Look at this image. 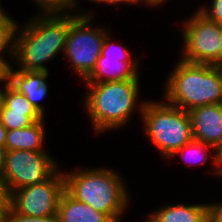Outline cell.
Here are the masks:
<instances>
[{"mask_svg": "<svg viewBox=\"0 0 222 222\" xmlns=\"http://www.w3.org/2000/svg\"><path fill=\"white\" fill-rule=\"evenodd\" d=\"M120 3H125V4H138V3H145L143 0H107V4H112V5H120Z\"/></svg>", "mask_w": 222, "mask_h": 222, "instance_id": "obj_29", "label": "cell"}, {"mask_svg": "<svg viewBox=\"0 0 222 222\" xmlns=\"http://www.w3.org/2000/svg\"><path fill=\"white\" fill-rule=\"evenodd\" d=\"M41 7L39 14H76L75 0H34ZM68 10V11H67Z\"/></svg>", "mask_w": 222, "mask_h": 222, "instance_id": "obj_19", "label": "cell"}, {"mask_svg": "<svg viewBox=\"0 0 222 222\" xmlns=\"http://www.w3.org/2000/svg\"><path fill=\"white\" fill-rule=\"evenodd\" d=\"M215 150V160L218 164V167L222 165V139L214 148Z\"/></svg>", "mask_w": 222, "mask_h": 222, "instance_id": "obj_27", "label": "cell"}, {"mask_svg": "<svg viewBox=\"0 0 222 222\" xmlns=\"http://www.w3.org/2000/svg\"><path fill=\"white\" fill-rule=\"evenodd\" d=\"M145 2V5L148 4V6H159L160 4L162 5L163 3H167L168 0H143Z\"/></svg>", "mask_w": 222, "mask_h": 222, "instance_id": "obj_33", "label": "cell"}, {"mask_svg": "<svg viewBox=\"0 0 222 222\" xmlns=\"http://www.w3.org/2000/svg\"><path fill=\"white\" fill-rule=\"evenodd\" d=\"M213 151H215L213 146L193 140L192 142L185 144L181 149H178L171 158L173 159L176 155L178 156V154H181L182 159L186 164L188 163L189 165L194 166L197 163H206V160H209V157L212 155V163L215 164L216 168L213 169L214 171L212 172L215 173V176L217 175V177H219V167L215 160V154H212Z\"/></svg>", "mask_w": 222, "mask_h": 222, "instance_id": "obj_16", "label": "cell"}, {"mask_svg": "<svg viewBox=\"0 0 222 222\" xmlns=\"http://www.w3.org/2000/svg\"><path fill=\"white\" fill-rule=\"evenodd\" d=\"M77 1L79 0H75V5H76V15H96V14H93V13H83V12H79V7H78V3ZM93 2H96V3H99V4H107V0H91ZM78 9V10H77Z\"/></svg>", "mask_w": 222, "mask_h": 222, "instance_id": "obj_31", "label": "cell"}, {"mask_svg": "<svg viewBox=\"0 0 222 222\" xmlns=\"http://www.w3.org/2000/svg\"><path fill=\"white\" fill-rule=\"evenodd\" d=\"M6 54L0 56V80H9L8 78V68L10 65V60L6 59Z\"/></svg>", "mask_w": 222, "mask_h": 222, "instance_id": "obj_26", "label": "cell"}, {"mask_svg": "<svg viewBox=\"0 0 222 222\" xmlns=\"http://www.w3.org/2000/svg\"><path fill=\"white\" fill-rule=\"evenodd\" d=\"M219 172H222V165L219 167Z\"/></svg>", "mask_w": 222, "mask_h": 222, "instance_id": "obj_36", "label": "cell"}, {"mask_svg": "<svg viewBox=\"0 0 222 222\" xmlns=\"http://www.w3.org/2000/svg\"><path fill=\"white\" fill-rule=\"evenodd\" d=\"M145 222H209L207 204H179L159 207Z\"/></svg>", "mask_w": 222, "mask_h": 222, "instance_id": "obj_13", "label": "cell"}, {"mask_svg": "<svg viewBox=\"0 0 222 222\" xmlns=\"http://www.w3.org/2000/svg\"><path fill=\"white\" fill-rule=\"evenodd\" d=\"M183 23L184 46L180 59L194 64L219 65L222 24L210 21L198 10Z\"/></svg>", "mask_w": 222, "mask_h": 222, "instance_id": "obj_7", "label": "cell"}, {"mask_svg": "<svg viewBox=\"0 0 222 222\" xmlns=\"http://www.w3.org/2000/svg\"><path fill=\"white\" fill-rule=\"evenodd\" d=\"M110 37L109 33L105 36L101 55L84 83L141 79L138 72L140 68L139 61L133 60L131 52L125 46L120 44L115 46V43H110Z\"/></svg>", "mask_w": 222, "mask_h": 222, "instance_id": "obj_10", "label": "cell"}, {"mask_svg": "<svg viewBox=\"0 0 222 222\" xmlns=\"http://www.w3.org/2000/svg\"><path fill=\"white\" fill-rule=\"evenodd\" d=\"M207 206L209 222H222V201L214 204L207 203Z\"/></svg>", "mask_w": 222, "mask_h": 222, "instance_id": "obj_24", "label": "cell"}, {"mask_svg": "<svg viewBox=\"0 0 222 222\" xmlns=\"http://www.w3.org/2000/svg\"><path fill=\"white\" fill-rule=\"evenodd\" d=\"M44 117L39 112H18L8 109L4 104L0 108V121L9 131L30 126Z\"/></svg>", "mask_w": 222, "mask_h": 222, "instance_id": "obj_17", "label": "cell"}, {"mask_svg": "<svg viewBox=\"0 0 222 222\" xmlns=\"http://www.w3.org/2000/svg\"><path fill=\"white\" fill-rule=\"evenodd\" d=\"M2 7L0 2V28H14L15 20Z\"/></svg>", "mask_w": 222, "mask_h": 222, "instance_id": "obj_25", "label": "cell"}, {"mask_svg": "<svg viewBox=\"0 0 222 222\" xmlns=\"http://www.w3.org/2000/svg\"><path fill=\"white\" fill-rule=\"evenodd\" d=\"M220 49H221V62H222V35H221Z\"/></svg>", "mask_w": 222, "mask_h": 222, "instance_id": "obj_35", "label": "cell"}, {"mask_svg": "<svg viewBox=\"0 0 222 222\" xmlns=\"http://www.w3.org/2000/svg\"><path fill=\"white\" fill-rule=\"evenodd\" d=\"M5 154H6V149L5 147H1L0 146V173L3 170V166H4V161H5Z\"/></svg>", "mask_w": 222, "mask_h": 222, "instance_id": "obj_34", "label": "cell"}, {"mask_svg": "<svg viewBox=\"0 0 222 222\" xmlns=\"http://www.w3.org/2000/svg\"><path fill=\"white\" fill-rule=\"evenodd\" d=\"M139 80L85 83L88 91L83 98V107L90 117L93 131L99 134L127 126L134 110L142 115L146 101L138 102Z\"/></svg>", "mask_w": 222, "mask_h": 222, "instance_id": "obj_2", "label": "cell"}, {"mask_svg": "<svg viewBox=\"0 0 222 222\" xmlns=\"http://www.w3.org/2000/svg\"><path fill=\"white\" fill-rule=\"evenodd\" d=\"M57 222H113L105 213L97 212L64 191L60 197Z\"/></svg>", "mask_w": 222, "mask_h": 222, "instance_id": "obj_14", "label": "cell"}, {"mask_svg": "<svg viewBox=\"0 0 222 222\" xmlns=\"http://www.w3.org/2000/svg\"><path fill=\"white\" fill-rule=\"evenodd\" d=\"M3 81L5 82L4 87H0V108L3 106V101H4V93L6 90V87L10 84L9 80H0V82Z\"/></svg>", "mask_w": 222, "mask_h": 222, "instance_id": "obj_32", "label": "cell"}, {"mask_svg": "<svg viewBox=\"0 0 222 222\" xmlns=\"http://www.w3.org/2000/svg\"><path fill=\"white\" fill-rule=\"evenodd\" d=\"M189 115L193 139L215 148L222 139V103L196 107Z\"/></svg>", "mask_w": 222, "mask_h": 222, "instance_id": "obj_11", "label": "cell"}, {"mask_svg": "<svg viewBox=\"0 0 222 222\" xmlns=\"http://www.w3.org/2000/svg\"><path fill=\"white\" fill-rule=\"evenodd\" d=\"M64 191L65 178L63 172L58 169L42 183L12 192L11 207L25 216H56L59 200Z\"/></svg>", "mask_w": 222, "mask_h": 222, "instance_id": "obj_9", "label": "cell"}, {"mask_svg": "<svg viewBox=\"0 0 222 222\" xmlns=\"http://www.w3.org/2000/svg\"><path fill=\"white\" fill-rule=\"evenodd\" d=\"M48 76L49 72L46 71L15 70L11 63L8 68L10 85L23 94L43 117H45V108L39 102L46 97L49 91L46 84Z\"/></svg>", "mask_w": 222, "mask_h": 222, "instance_id": "obj_12", "label": "cell"}, {"mask_svg": "<svg viewBox=\"0 0 222 222\" xmlns=\"http://www.w3.org/2000/svg\"><path fill=\"white\" fill-rule=\"evenodd\" d=\"M45 117L36 121L28 127L21 129H12L7 132L5 149L13 150H29V151H46L45 144Z\"/></svg>", "mask_w": 222, "mask_h": 222, "instance_id": "obj_15", "label": "cell"}, {"mask_svg": "<svg viewBox=\"0 0 222 222\" xmlns=\"http://www.w3.org/2000/svg\"><path fill=\"white\" fill-rule=\"evenodd\" d=\"M46 151H6L1 174L12 192L48 180L59 168Z\"/></svg>", "mask_w": 222, "mask_h": 222, "instance_id": "obj_8", "label": "cell"}, {"mask_svg": "<svg viewBox=\"0 0 222 222\" xmlns=\"http://www.w3.org/2000/svg\"><path fill=\"white\" fill-rule=\"evenodd\" d=\"M92 15H78L69 26L64 54L72 62V70L83 81L91 74L101 55L105 36L110 32L103 27L91 26Z\"/></svg>", "mask_w": 222, "mask_h": 222, "instance_id": "obj_6", "label": "cell"}, {"mask_svg": "<svg viewBox=\"0 0 222 222\" xmlns=\"http://www.w3.org/2000/svg\"><path fill=\"white\" fill-rule=\"evenodd\" d=\"M19 28L15 21L11 33L10 60L25 71H46L45 63L60 51L64 53L70 23L76 14H39Z\"/></svg>", "mask_w": 222, "mask_h": 222, "instance_id": "obj_1", "label": "cell"}, {"mask_svg": "<svg viewBox=\"0 0 222 222\" xmlns=\"http://www.w3.org/2000/svg\"><path fill=\"white\" fill-rule=\"evenodd\" d=\"M12 31L13 28H0V56H3V53L10 56Z\"/></svg>", "mask_w": 222, "mask_h": 222, "instance_id": "obj_22", "label": "cell"}, {"mask_svg": "<svg viewBox=\"0 0 222 222\" xmlns=\"http://www.w3.org/2000/svg\"><path fill=\"white\" fill-rule=\"evenodd\" d=\"M12 193L8 187L7 181L0 173V205H11Z\"/></svg>", "mask_w": 222, "mask_h": 222, "instance_id": "obj_23", "label": "cell"}, {"mask_svg": "<svg viewBox=\"0 0 222 222\" xmlns=\"http://www.w3.org/2000/svg\"><path fill=\"white\" fill-rule=\"evenodd\" d=\"M3 104L12 111L38 112L27 98L14 89L10 84L6 87Z\"/></svg>", "mask_w": 222, "mask_h": 222, "instance_id": "obj_18", "label": "cell"}, {"mask_svg": "<svg viewBox=\"0 0 222 222\" xmlns=\"http://www.w3.org/2000/svg\"><path fill=\"white\" fill-rule=\"evenodd\" d=\"M65 191L75 200L105 213L113 222H121L128 209L129 194L120 175L110 168L63 171Z\"/></svg>", "mask_w": 222, "mask_h": 222, "instance_id": "obj_3", "label": "cell"}, {"mask_svg": "<svg viewBox=\"0 0 222 222\" xmlns=\"http://www.w3.org/2000/svg\"><path fill=\"white\" fill-rule=\"evenodd\" d=\"M163 99L187 112L204 105L222 103V70L219 65L176 63L165 82Z\"/></svg>", "mask_w": 222, "mask_h": 222, "instance_id": "obj_4", "label": "cell"}, {"mask_svg": "<svg viewBox=\"0 0 222 222\" xmlns=\"http://www.w3.org/2000/svg\"><path fill=\"white\" fill-rule=\"evenodd\" d=\"M8 130L2 125L0 121V146L5 147Z\"/></svg>", "mask_w": 222, "mask_h": 222, "instance_id": "obj_30", "label": "cell"}, {"mask_svg": "<svg viewBox=\"0 0 222 222\" xmlns=\"http://www.w3.org/2000/svg\"><path fill=\"white\" fill-rule=\"evenodd\" d=\"M11 205H0V222H7V216Z\"/></svg>", "mask_w": 222, "mask_h": 222, "instance_id": "obj_28", "label": "cell"}, {"mask_svg": "<svg viewBox=\"0 0 222 222\" xmlns=\"http://www.w3.org/2000/svg\"><path fill=\"white\" fill-rule=\"evenodd\" d=\"M210 4V7L203 5L198 11L210 21L222 24V0H213Z\"/></svg>", "mask_w": 222, "mask_h": 222, "instance_id": "obj_20", "label": "cell"}, {"mask_svg": "<svg viewBox=\"0 0 222 222\" xmlns=\"http://www.w3.org/2000/svg\"><path fill=\"white\" fill-rule=\"evenodd\" d=\"M7 222H57V216L31 217L16 212L12 207L7 216Z\"/></svg>", "mask_w": 222, "mask_h": 222, "instance_id": "obj_21", "label": "cell"}, {"mask_svg": "<svg viewBox=\"0 0 222 222\" xmlns=\"http://www.w3.org/2000/svg\"><path fill=\"white\" fill-rule=\"evenodd\" d=\"M140 118L145 135L167 159L194 140L189 112L166 101L146 100Z\"/></svg>", "mask_w": 222, "mask_h": 222, "instance_id": "obj_5", "label": "cell"}, {"mask_svg": "<svg viewBox=\"0 0 222 222\" xmlns=\"http://www.w3.org/2000/svg\"><path fill=\"white\" fill-rule=\"evenodd\" d=\"M219 67L221 68V70H222V62L219 64Z\"/></svg>", "mask_w": 222, "mask_h": 222, "instance_id": "obj_37", "label": "cell"}]
</instances>
